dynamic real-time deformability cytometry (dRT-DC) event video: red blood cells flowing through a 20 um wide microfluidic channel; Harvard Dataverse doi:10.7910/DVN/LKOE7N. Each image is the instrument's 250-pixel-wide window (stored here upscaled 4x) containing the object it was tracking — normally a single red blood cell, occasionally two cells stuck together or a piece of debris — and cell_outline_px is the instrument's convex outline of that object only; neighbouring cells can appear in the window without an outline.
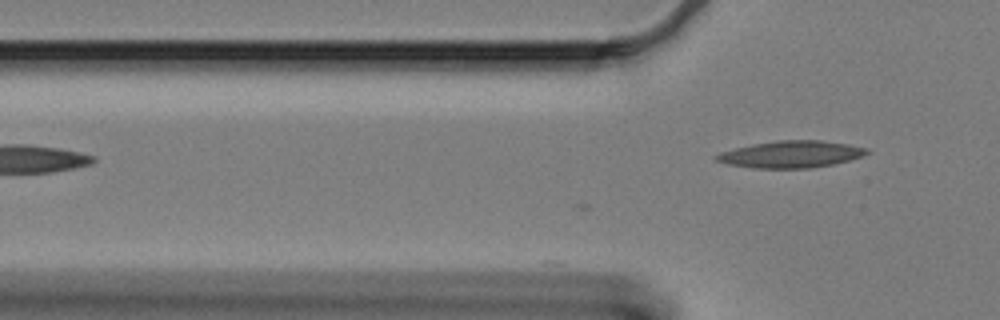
{"species": "Egyptian fruit bat (a non-hibernating species)", "species_latin": "Rousettus aegyptiacus", "temperature_condition": "cold", "stored_images_in_passage": 2, "camera_frame_rate_fps": 3000, "um_per_image_px": 0.085, "animal": {"sex": "female"}, "frame": {"image": 1, "passage_image": 2, "time_ms": 0.333, "image_size_px": [1000, 320], "cell_outline_px": [[872, 152], [864, 156], [832, 164], [812, 168], [752, 168], [728, 164], [712, 160], [712, 156], [720, 152], [752, 144], [776, 140], [820, 140], [848, 144], [868, 148]], "centroid_in_image_um": [67.22, 13.11], "position_along_channel_um": 58.6, "area_um2": 23.81}}